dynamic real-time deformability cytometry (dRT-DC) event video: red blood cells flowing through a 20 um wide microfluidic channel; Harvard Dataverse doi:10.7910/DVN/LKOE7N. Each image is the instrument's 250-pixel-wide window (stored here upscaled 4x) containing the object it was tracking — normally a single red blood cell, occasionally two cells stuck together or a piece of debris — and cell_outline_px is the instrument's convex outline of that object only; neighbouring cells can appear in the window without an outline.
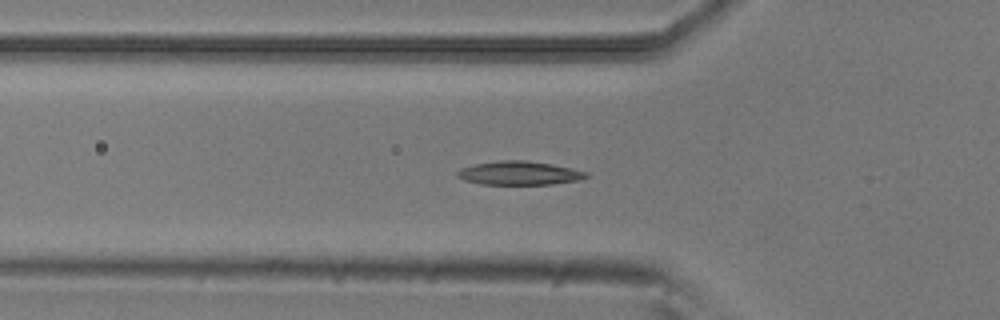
{"species": "common noctule bat (a hibernating species)", "species_latin": "Nyctalus noctula", "temperature_condition": "room temperature", "stored_images_in_passage": 16, "camera_frame_rate_fps": 3000, "um_per_image_px": 0.085, "animal": {"sex": "male", "body_mass_g": 20.5, "forearm_length_mm": 52.5}, "frame": {"image": 1, "passage_image": 8, "time_ms": 2.333, "image_size_px": [1000, 320], "cell_outline_px": [[588, 176], [580, 180], [552, 184], [480, 184], [464, 180], [456, 176], [456, 172], [460, 168], [476, 164], [500, 160], [524, 160], [552, 164], [588, 172]], "centroid_in_image_um": [44.12, 14.71], "position_along_channel_um": 81.7, "area_um2": 17.74}}
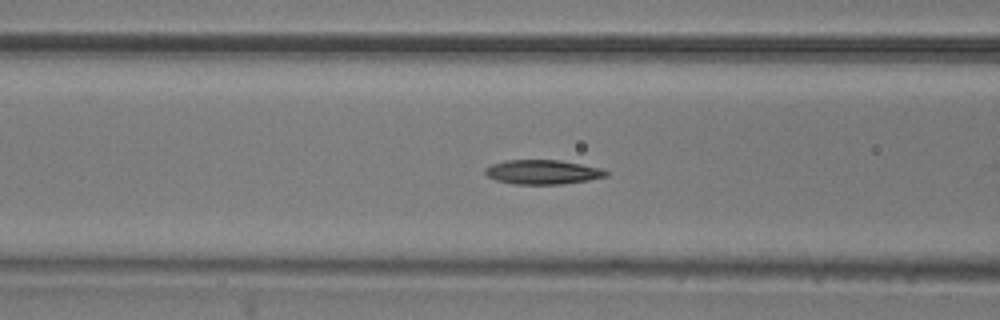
{"frame": {"image": 2, "passage_image": 11, "time_ms": 3.333, "image_size_px": [1000, 320], "cell_outline_px": [[608, 176], [588, 180], [560, 184], [512, 184], [496, 180], [488, 176], [484, 172], [484, 168], [492, 164], [504, 160], [560, 160], [600, 168], [608, 172]], "centroid_in_image_um": [46.09, 14.62], "position_along_channel_um": 120.5, "area_um2": 17.11}}
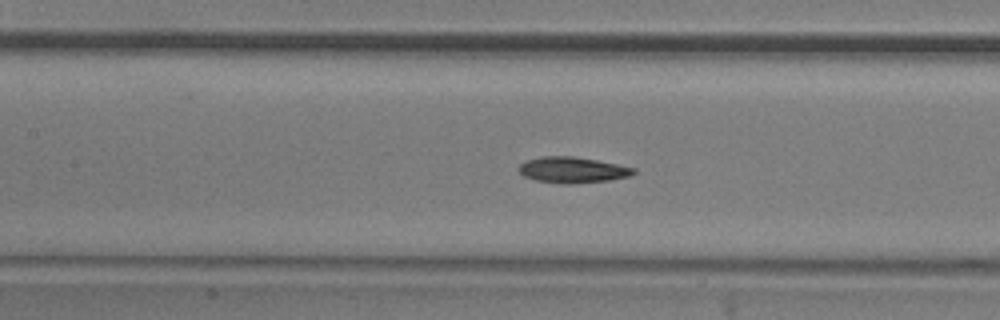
{"frame": {"image": 3, "passage_image": 14, "time_ms": 4.333, "image_size_px": [1000, 320], "cell_outline_px": [[636, 172], [632, 176], [608, 180], [568, 184], [560, 184], [536, 180], [524, 176], [516, 168], [524, 160], [540, 156], [572, 156], [596, 160], [636, 168]], "centroid_in_image_um": [48.63, 14.44], "position_along_channel_um": 158.8, "area_um2": 17.46}}